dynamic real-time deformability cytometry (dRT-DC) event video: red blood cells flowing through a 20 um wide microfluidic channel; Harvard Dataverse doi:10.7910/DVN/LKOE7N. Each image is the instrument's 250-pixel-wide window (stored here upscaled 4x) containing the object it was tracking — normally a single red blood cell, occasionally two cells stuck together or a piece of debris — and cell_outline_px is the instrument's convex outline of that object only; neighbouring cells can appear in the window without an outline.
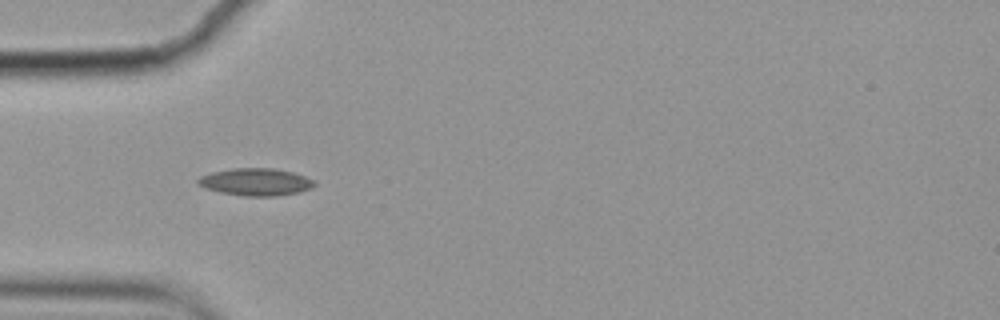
{"species": "common noctule bat (a hibernating species)", "species_latin": "Nyctalus noctula", "temperature_condition": "cold", "stored_images_in_passage": 3, "camera_frame_rate_fps": 3000, "um_per_image_px": 0.085, "animal": {"sex": "female", "body_mass_g": 19.9}, "frame": {"image": 1, "passage_image": 1, "time_ms": 0.0, "image_size_px": [1000, 320], "cell_outline_px": [[316, 184], [312, 188], [300, 192], [276, 196], [244, 196], [220, 192], [204, 188], [196, 180], [200, 176], [212, 172], [232, 168], [272, 168], [292, 172], [316, 180]], "centroid_in_image_um": [21.76, 15.47], "position_along_channel_um": 63.2, "area_um2": 18.61}}
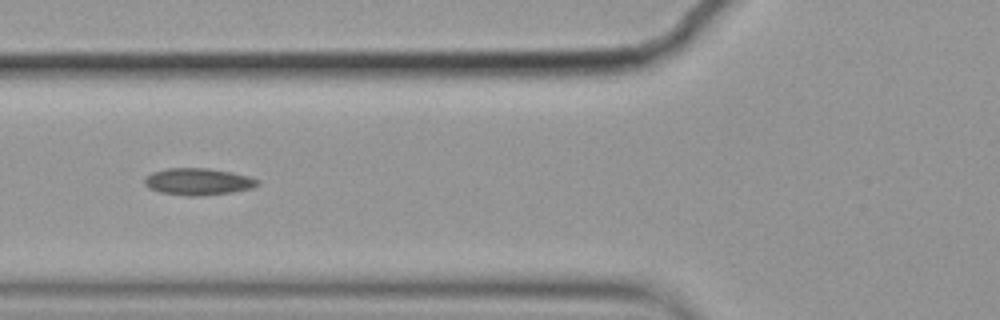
{"frame": {"image": 2, "passage_image": 2, "time_ms": 0.333, "image_size_px": [1000, 320], "cell_outline_px": [[260, 184], [252, 188], [232, 192], [200, 196], [188, 196], [160, 192], [148, 188], [144, 184], [144, 180], [152, 172], [168, 168], [208, 168], [232, 172], [248, 176], [260, 180]], "centroid_in_image_um": [16.86, 15.44], "position_along_channel_um": 108.9, "area_um2": 17.74}}
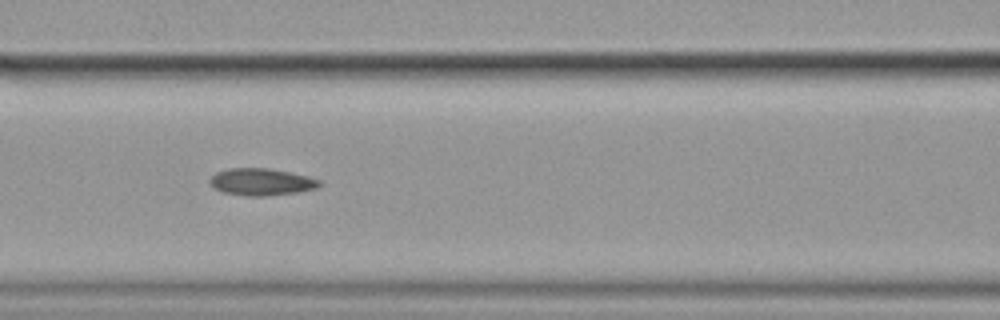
{"frame": {"image": 3, "passage_image": 3, "time_ms": 0.667, "image_size_px": [1000, 320], "cell_outline_px": [[320, 184], [316, 188], [300, 192], [268, 196], [248, 196], [224, 192], [212, 188], [208, 180], [216, 172], [228, 168], [268, 168], [308, 176], [320, 180]], "centroid_in_image_um": [22.19, 15.46], "position_along_channel_um": 144.4, "area_um2": 17.34}}